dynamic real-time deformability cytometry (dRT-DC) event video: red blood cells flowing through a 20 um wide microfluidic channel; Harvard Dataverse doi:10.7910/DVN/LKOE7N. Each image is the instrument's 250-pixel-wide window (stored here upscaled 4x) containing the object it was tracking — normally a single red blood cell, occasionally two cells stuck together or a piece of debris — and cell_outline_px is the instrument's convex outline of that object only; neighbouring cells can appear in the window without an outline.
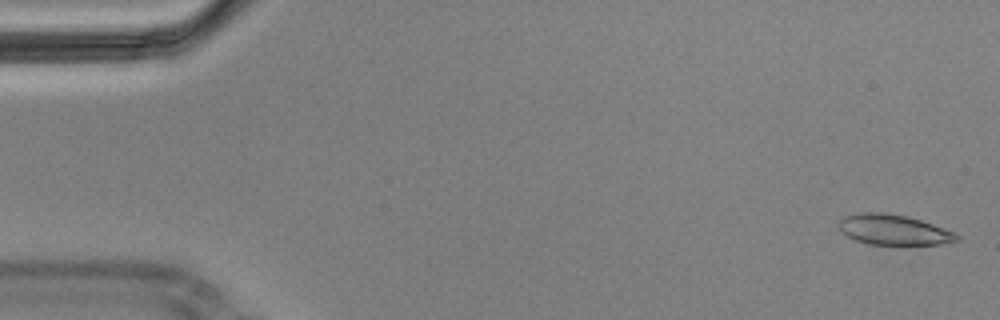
{"species": "Egyptian fruit bat (a non-hibernating species)", "species_latin": "Rousettus aegyptiacus", "temperature_condition": "cold", "stored_images_in_passage": 5, "camera_frame_rate_fps": 3000, "um_per_image_px": 0.085, "animal": {"sex": "male"}, "frame": {"image": 1, "passage_image": 1, "time_ms": 0.0, "image_size_px": [1000, 320], "cell_outline_px": [[960, 240], [940, 244], [872, 244], [856, 240], [840, 232], [836, 224], [844, 216], [860, 212], [884, 212], [908, 216], [956, 232], [960, 236]], "centroid_in_image_um": [75.94, 19.51], "position_along_channel_um": 9.1, "area_um2": 20.92}}